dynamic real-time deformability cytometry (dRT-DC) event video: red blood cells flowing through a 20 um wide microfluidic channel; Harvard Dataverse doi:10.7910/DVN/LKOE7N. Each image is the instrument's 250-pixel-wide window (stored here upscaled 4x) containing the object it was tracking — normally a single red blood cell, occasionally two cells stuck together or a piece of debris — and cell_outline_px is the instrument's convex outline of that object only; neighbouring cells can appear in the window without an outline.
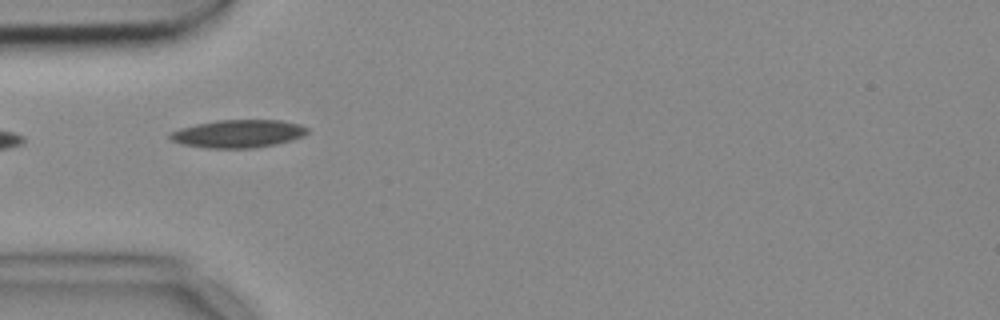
{"species": "common noctule bat (a hibernating species)", "species_latin": "Nyctalus noctula", "temperature_condition": "cold", "stored_images_in_passage": 4, "camera_frame_rate_fps": 3000, "um_per_image_px": 0.085, "animal": {"sex": "female", "body_mass_g": 18.4}, "frame": {"image": 1, "passage_image": 2, "time_ms": 0.333, "image_size_px": [1000, 320], "cell_outline_px": [[308, 132], [304, 136], [276, 144], [252, 148], [208, 148], [184, 144], [172, 140], [168, 136], [168, 132], [180, 128], [196, 124], [216, 120], [280, 120], [300, 124], [308, 128]], "centroid_in_image_um": [20.24, 11.36], "position_along_channel_um": 64.8, "area_um2": 22.31}}
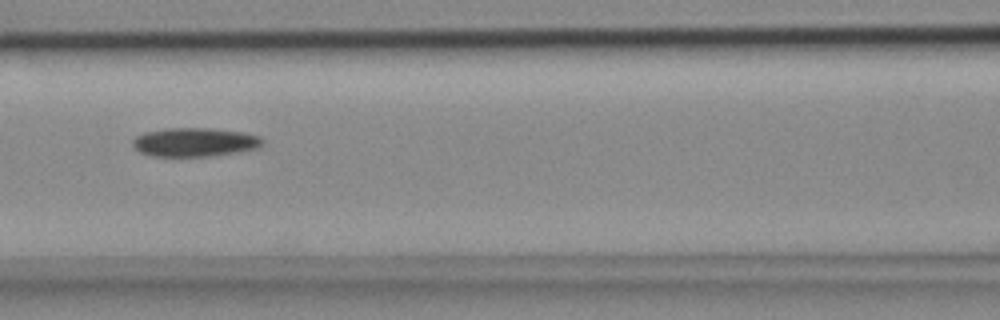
{"frame": {"image": 2, "passage_image": 4, "time_ms": 1.0, "image_size_px": [1000, 320], "cell_outline_px": [[264, 140], [256, 148], [208, 156], [152, 156], [140, 152], [132, 144], [132, 140], [136, 136], [144, 132], [164, 128], [208, 128], [244, 132], [260, 136]], "centroid_in_image_um": [16.49, 12.07], "position_along_channel_um": 150.1, "area_um2": 21.56}}